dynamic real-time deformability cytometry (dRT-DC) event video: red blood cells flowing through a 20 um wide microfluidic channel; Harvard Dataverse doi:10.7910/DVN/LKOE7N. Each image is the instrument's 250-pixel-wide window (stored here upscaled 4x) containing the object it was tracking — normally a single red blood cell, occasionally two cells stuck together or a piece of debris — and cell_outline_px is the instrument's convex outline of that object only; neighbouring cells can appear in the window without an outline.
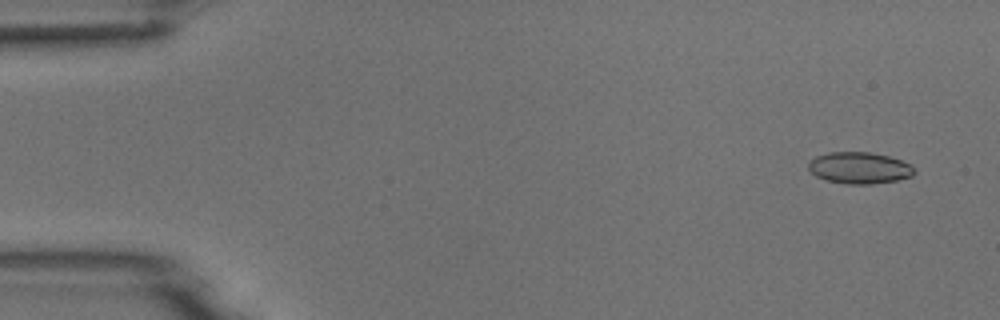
{"species": "common noctule bat (a hibernating species)", "species_latin": "Nyctalus noctula", "temperature_condition": "room temperature", "stored_images_in_passage": 5, "camera_frame_rate_fps": 3000, "um_per_image_px": 0.085, "animal": {"sex": "male", "body_mass_g": 18.8}, "frame": {"image": 1, "passage_image": 1, "time_ms": 0.0, "image_size_px": [1000, 320], "cell_outline_px": [[916, 172], [912, 176], [896, 180], [872, 184], [844, 184], [828, 180], [816, 176], [808, 168], [808, 160], [816, 156], [828, 152], [868, 152], [888, 156], [900, 160], [908, 164]], "centroid_in_image_um": [73.01, 14.27], "position_along_channel_um": 12.0, "area_um2": 19.36}}
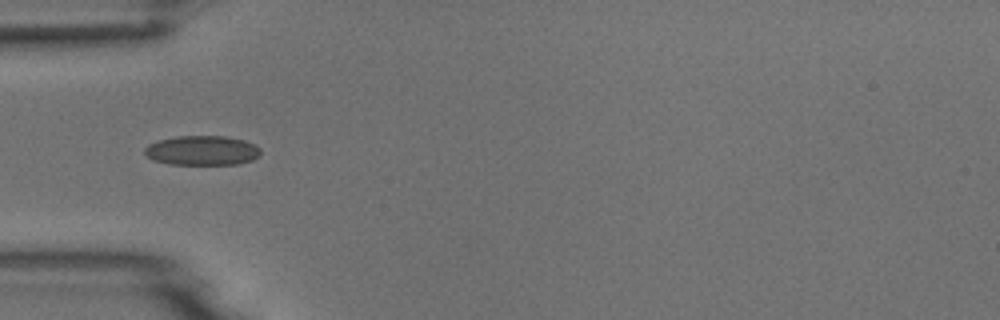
{"frame": {"image": 2, "passage_image": 5, "time_ms": 4.667, "image_size_px": [1000, 320], "cell_outline_px": [[260, 156], [252, 160], [240, 164], [168, 164], [152, 160], [144, 152], [144, 148], [148, 144], [160, 140], [176, 136], [228, 136], [244, 140], [260, 148]], "centroid_in_image_um": [17.18, 12.79], "position_along_channel_um": 67.8, "area_um2": 20.06}}